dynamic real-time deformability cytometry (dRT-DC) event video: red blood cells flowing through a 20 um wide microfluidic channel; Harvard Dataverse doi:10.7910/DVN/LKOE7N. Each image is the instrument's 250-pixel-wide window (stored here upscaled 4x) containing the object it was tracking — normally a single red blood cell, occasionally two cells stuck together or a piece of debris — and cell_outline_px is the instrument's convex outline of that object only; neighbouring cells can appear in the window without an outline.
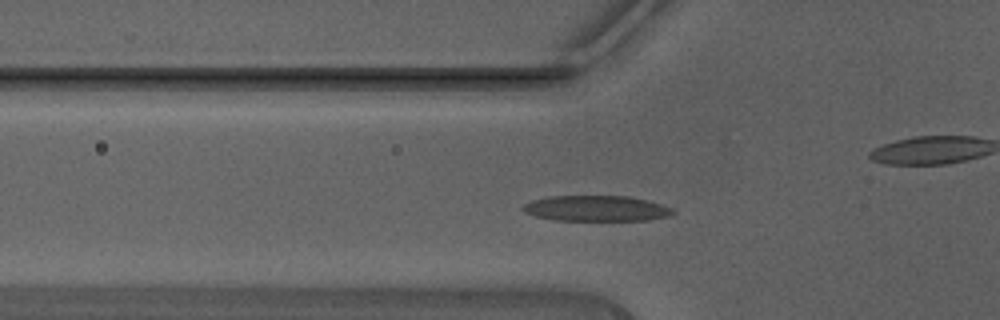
{"species": "Egyptian fruit bat (a non-hibernating species)", "species_latin": "Rousettus aegyptiacus", "temperature_condition": "warm", "stored_images_in_passage": 33, "camera_frame_rate_fps": 3000, "um_per_image_px": 0.085, "animal": {"sex": "male"}, "frame": {"image": 1, "passage_image": 2, "time_ms": 0.333, "image_size_px": [1000, 320], "cell_outline_px": [[676, 212], [668, 216], [648, 220], [556, 220], [536, 216], [524, 212], [520, 208], [524, 204], [532, 200], [548, 196], [628, 196], [648, 200], [672, 208]], "centroid_in_image_um": [50.67, 17.71], "position_along_channel_um": 75.1, "area_um2": 22.37}}
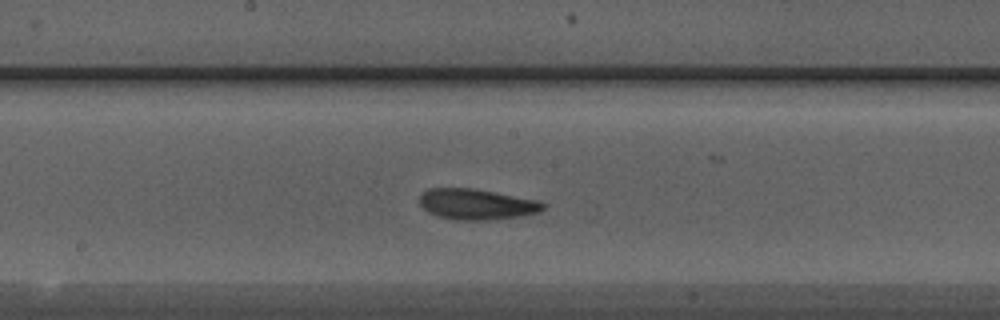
{"frame": {"image": 2, "passage_image": 11, "time_ms": 3.333, "image_size_px": [1000, 320], "cell_outline_px": [[548, 204], [540, 212], [524, 216], [480, 220], [456, 220], [440, 216], [428, 212], [420, 204], [420, 196], [428, 188], [472, 188], [496, 192], [540, 200]], "centroid_in_image_um": [40.58, 17.35], "position_along_channel_um": 207.6, "area_um2": 22.2}}
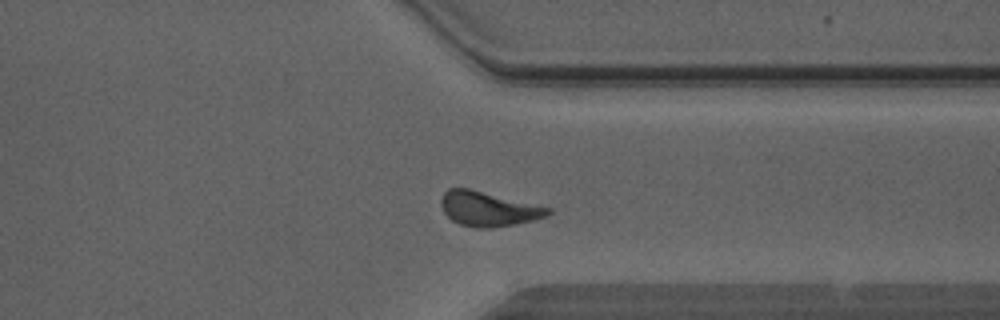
{"frame": {"image": 3, "passage_image": 22, "time_ms": 7.0, "image_size_px": [1000, 320], "cell_outline_px": [[552, 212], [544, 216], [532, 220], [492, 228], [476, 228], [460, 224], [452, 220], [444, 212], [440, 204], [440, 200], [444, 192], [448, 188], [468, 188], [552, 208]], "centroid_in_image_um": [41.47, 17.75], "position_along_channel_um": 369.9, "area_um2": 21.33}, "authors_computed_cell_mechanics": {"area_um2": 21.4438, "velocity_mm_per_s": 4.4285, "shape_relaxation_time_tau1_ms": 1.9746, "shape_relaxation_time_tau2_ms": 1.8645, "deformation_change_tau1": 0.1219, "deformation_change_tau2": 0.1046}}